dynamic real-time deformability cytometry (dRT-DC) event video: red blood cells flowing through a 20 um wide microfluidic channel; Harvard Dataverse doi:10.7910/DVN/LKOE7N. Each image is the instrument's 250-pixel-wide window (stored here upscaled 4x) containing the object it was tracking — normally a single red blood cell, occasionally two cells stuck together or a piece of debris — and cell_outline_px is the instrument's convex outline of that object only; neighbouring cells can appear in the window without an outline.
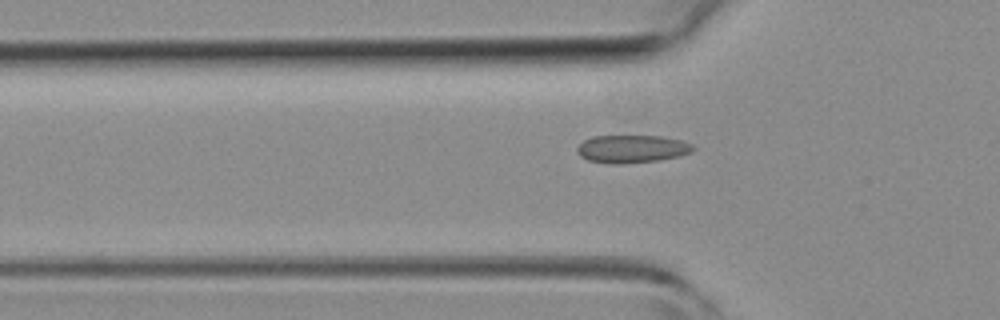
{"species": "common noctule bat (a hibernating species)", "species_latin": "Nyctalus noctula", "temperature_condition": "room temperature", "stored_images_in_passage": 4, "segment_of_instrument_passage": [2, 2], "camera_frame_rate_fps": 3000, "um_per_image_px": 0.085, "animal": {"sex": "female", "body_mass_g": 19.3, "forearm_length_mm": 54.1}, "frame": {"image": 1, "passage_image": 4, "time_ms": 3.333, "image_size_px": [1000, 320], "cell_outline_px": [[696, 148], [692, 152], [680, 156], [656, 160], [620, 164], [612, 164], [588, 160], [580, 156], [576, 152], [576, 148], [584, 140], [592, 136], [660, 136], [680, 140], [692, 144]], "centroid_in_image_um": [53.7, 12.65], "position_along_channel_um": 72.1, "area_um2": 18.79}}